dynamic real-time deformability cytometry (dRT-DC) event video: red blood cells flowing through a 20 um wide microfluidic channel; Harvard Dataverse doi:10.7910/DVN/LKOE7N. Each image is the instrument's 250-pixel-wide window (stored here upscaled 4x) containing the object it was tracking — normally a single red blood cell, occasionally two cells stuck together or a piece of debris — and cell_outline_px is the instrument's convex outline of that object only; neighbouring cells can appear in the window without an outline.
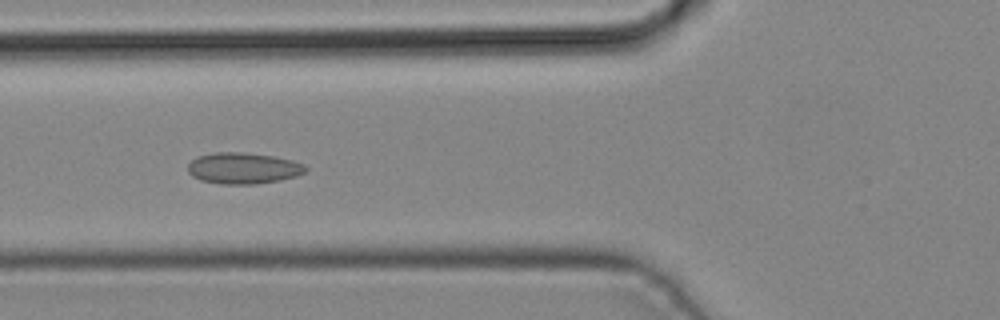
{"species": "common noctule bat (a hibernating species)", "species_latin": "Nyctalus noctula", "temperature_condition": "cold", "stored_images_in_passage": 5, "camera_frame_rate_fps": 3000, "um_per_image_px": 0.085, "animal": {"sex": "male", "body_mass_g": 19.2, "forearm_length_mm": 51.8}, "frame": {"image": 1, "passage_image": 4, "time_ms": 1.0, "image_size_px": [1000, 320], "cell_outline_px": [[308, 168], [304, 172], [296, 176], [280, 180], [256, 184], [220, 184], [200, 180], [192, 176], [188, 172], [188, 164], [192, 160], [200, 156], [216, 152], [244, 152], [272, 156], [292, 160], [304, 164]], "centroid_in_image_um": [20.67, 14.3], "position_along_channel_um": 105.1, "area_um2": 21.39}}
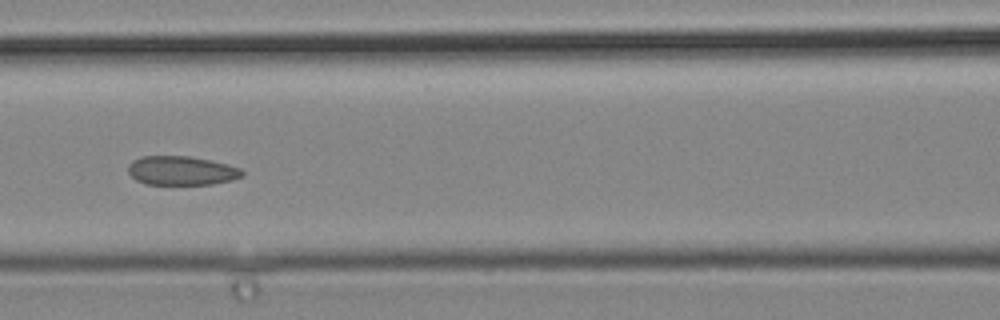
{"frame": {"image": 2, "passage_image": 5, "time_ms": 1.333, "image_size_px": [1000, 320], "cell_outline_px": [[244, 176], [232, 180], [212, 184], [144, 184], [136, 180], [128, 172], [128, 164], [132, 160], [140, 156], [188, 156], [212, 160], [228, 164], [240, 168], [244, 172]], "centroid_in_image_um": [15.43, 14.5], "position_along_channel_um": 151.2, "area_um2": 19.48}}